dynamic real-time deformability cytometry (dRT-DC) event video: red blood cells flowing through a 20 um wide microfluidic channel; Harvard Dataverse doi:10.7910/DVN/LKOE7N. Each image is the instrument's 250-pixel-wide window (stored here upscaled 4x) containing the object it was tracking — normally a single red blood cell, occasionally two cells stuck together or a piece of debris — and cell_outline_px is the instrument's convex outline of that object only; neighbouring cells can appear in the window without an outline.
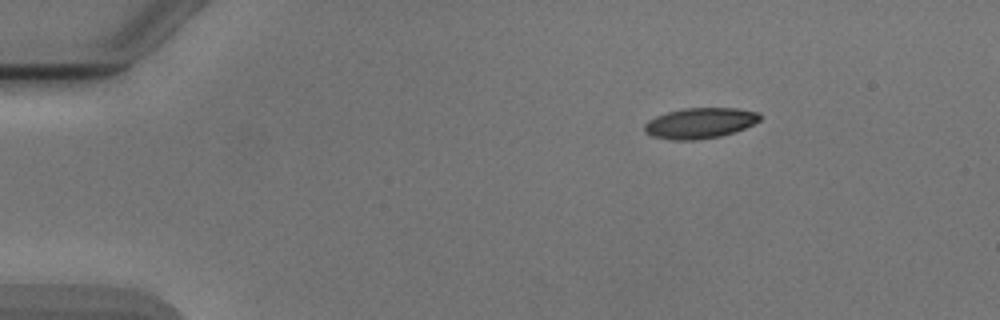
{"species": "Egyptian fruit bat (a non-hibernating species)", "species_latin": "Rousettus aegyptiacus", "temperature_condition": "cold", "stored_images_in_passage": 4, "camera_frame_rate_fps": 3000, "um_per_image_px": 0.085, "animal": {"sex": "male"}, "frame": {"image": 1, "passage_image": 1, "time_ms": 0.0, "image_size_px": [1000, 320], "cell_outline_px": [[760, 120], [744, 128], [720, 136], [692, 140], [672, 140], [652, 136], [644, 132], [644, 124], [648, 120], [656, 116], [668, 112], [684, 108], [736, 108], [760, 112]], "centroid_in_image_um": [59.47, 10.46], "position_along_channel_um": 25.5, "area_um2": 20.46}}
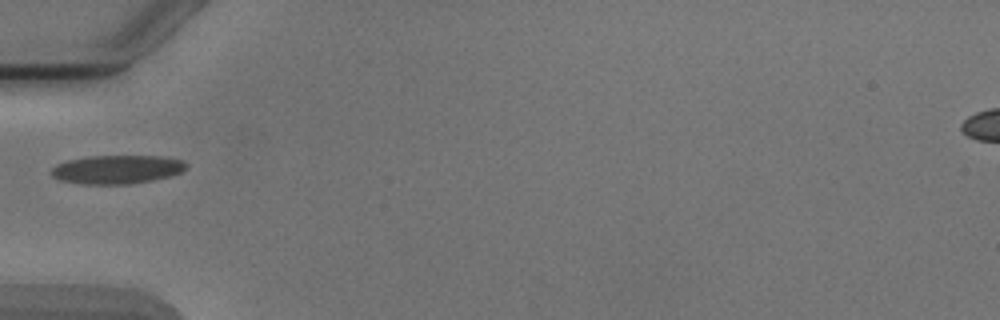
{"frame": {"image": 2, "passage_image": 3, "time_ms": 3.333, "image_size_px": [1000, 320], "cell_outline_px": [[188, 164], [180, 172], [168, 176], [152, 180], [128, 184], [84, 184], [60, 180], [52, 176], [48, 172], [56, 164], [68, 160], [88, 156], [160, 156], [184, 160]], "centroid_in_image_um": [9.9, 14.39], "position_along_channel_um": 75.1, "area_um2": 22.48}}
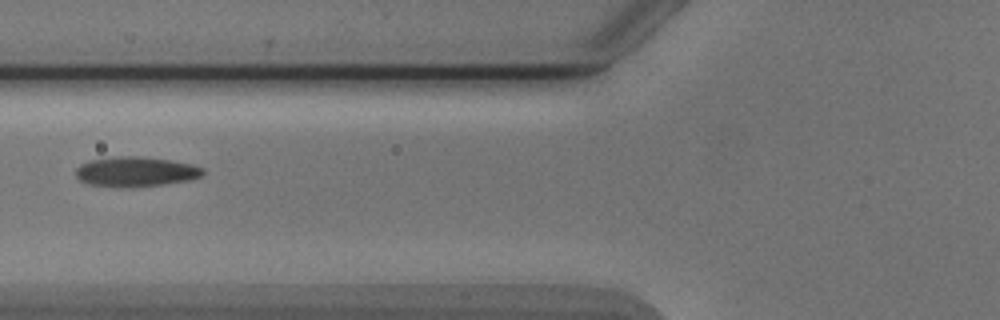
{"frame": {"image": 3, "passage_image": 4, "time_ms": 4.333, "image_size_px": [1000, 320], "cell_outline_px": [[204, 172], [200, 176], [188, 180], [160, 184], [88, 184], [80, 180], [76, 176], [76, 168], [80, 164], [88, 160], [116, 156], [140, 156], [168, 160], [192, 164], [204, 168]], "centroid_in_image_um": [11.53, 14.53], "position_along_channel_um": 114.3, "area_um2": 21.04}}